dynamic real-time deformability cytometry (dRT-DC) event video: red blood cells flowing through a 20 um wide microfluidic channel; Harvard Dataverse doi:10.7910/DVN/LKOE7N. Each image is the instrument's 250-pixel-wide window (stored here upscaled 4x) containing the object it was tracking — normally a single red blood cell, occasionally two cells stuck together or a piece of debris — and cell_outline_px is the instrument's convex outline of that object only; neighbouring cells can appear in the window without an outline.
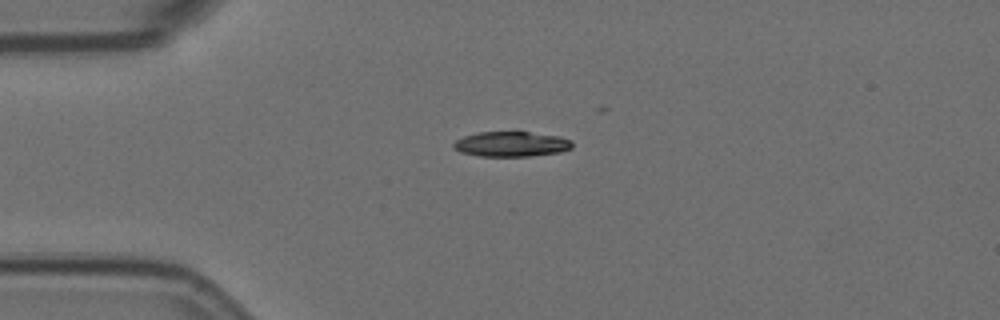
{"species": "Egyptian fruit bat (a non-hibernating species)", "species_latin": "Rousettus aegyptiacus", "temperature_condition": "room temperature", "stored_images_in_passage": 8, "camera_frame_rate_fps": 3000, "um_per_image_px": 0.085, "animal": {"sex": "female"}, "frame": {"image": 1, "passage_image": 1, "time_ms": 0.0, "image_size_px": [1000, 320], "cell_outline_px": [[572, 148], [560, 152], [528, 156], [480, 156], [460, 152], [452, 148], [452, 144], [456, 140], [464, 136], [480, 132], [528, 132], [560, 136], [572, 140]], "centroid_in_image_um": [43.45, 12.25], "position_along_channel_um": 41.5, "area_um2": 17.34}}
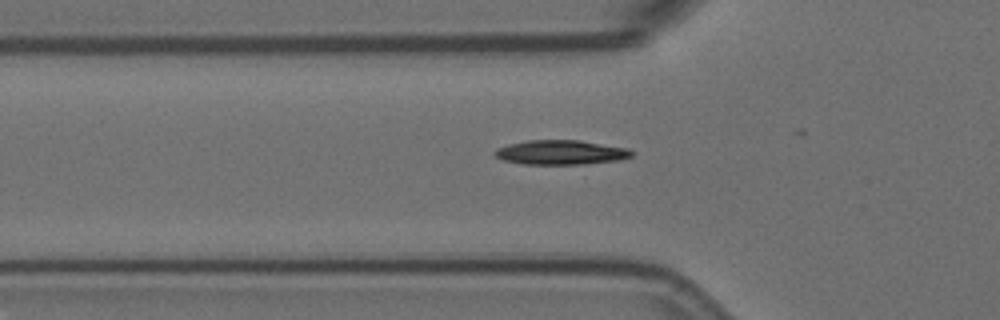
{"frame": {"image": 2, "passage_image": 6, "time_ms": 1.667, "image_size_px": [1000, 320], "cell_outline_px": [[632, 156], [620, 160], [584, 164], [524, 164], [504, 160], [496, 156], [492, 152], [496, 148], [508, 144], [528, 140], [580, 140], [628, 148], [632, 152]], "centroid_in_image_um": [47.66, 12.95], "position_along_channel_um": 78.1, "area_um2": 19.54}}